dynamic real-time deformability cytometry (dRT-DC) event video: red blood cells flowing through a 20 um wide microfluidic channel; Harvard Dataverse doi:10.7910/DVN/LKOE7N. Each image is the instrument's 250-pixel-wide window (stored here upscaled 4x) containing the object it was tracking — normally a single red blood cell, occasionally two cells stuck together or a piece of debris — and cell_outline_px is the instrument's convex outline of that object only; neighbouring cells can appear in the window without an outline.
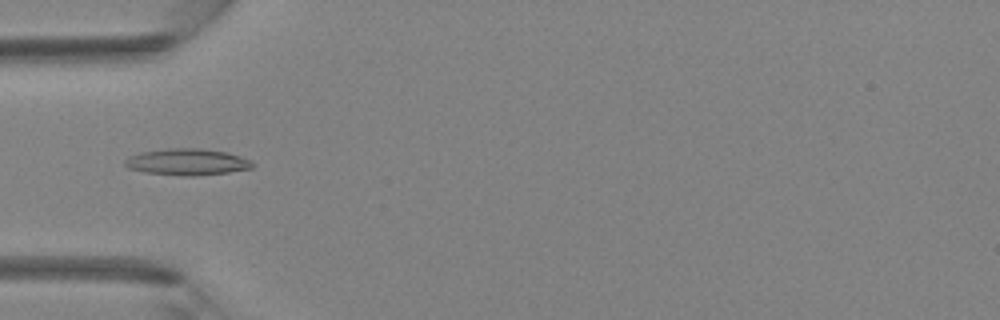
{"species": "Egyptian fruit bat (a non-hibernating species)", "species_latin": "Rousettus aegyptiacus", "temperature_condition": "room temperature", "stored_images_in_passage": 44, "camera_frame_rate_fps": 3000, "um_per_image_px": 0.085, "animal": {"sex": "female"}, "frame": {"image": 1, "passage_image": 15, "time_ms": 4.667, "image_size_px": [1000, 320], "cell_outline_px": [[252, 168], [228, 172], [192, 176], [184, 176], [144, 172], [128, 168], [124, 164], [124, 160], [128, 156], [140, 152], [168, 148], [200, 148], [228, 152], [252, 160]], "centroid_in_image_um": [15.88, 13.76], "position_along_channel_um": 69.1, "area_um2": 19.77}}
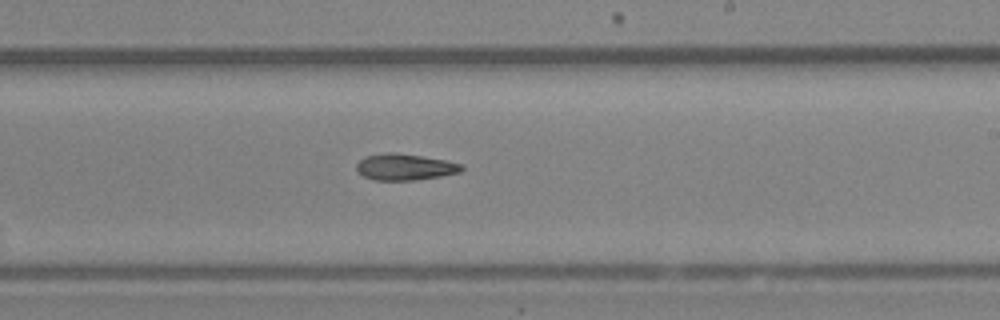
{"frame": {"image": 2, "passage_image": 27, "time_ms": 8.667, "image_size_px": [1000, 320], "cell_outline_px": [[464, 168], [460, 172], [440, 176], [416, 180], [372, 180], [356, 172], [356, 164], [364, 156], [388, 152], [396, 152], [444, 160], [464, 164]], "centroid_in_image_um": [34.39, 14.19], "position_along_channel_um": 254.6, "area_um2": 16.24}}
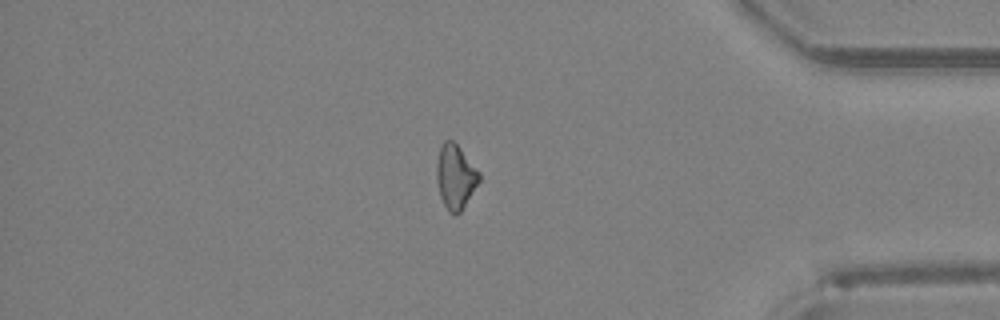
{"frame": {"image": 3, "passage_image": 38, "time_ms": 12.333, "image_size_px": [1000, 320], "cell_outline_px": [[480, 180], [460, 212], [448, 212], [440, 196], [436, 180], [436, 164], [440, 144], [444, 140], [452, 140], [460, 148], [480, 172]], "centroid_in_image_um": [38.69, 14.98], "position_along_channel_um": 396.5, "area_um2": 15.84}}